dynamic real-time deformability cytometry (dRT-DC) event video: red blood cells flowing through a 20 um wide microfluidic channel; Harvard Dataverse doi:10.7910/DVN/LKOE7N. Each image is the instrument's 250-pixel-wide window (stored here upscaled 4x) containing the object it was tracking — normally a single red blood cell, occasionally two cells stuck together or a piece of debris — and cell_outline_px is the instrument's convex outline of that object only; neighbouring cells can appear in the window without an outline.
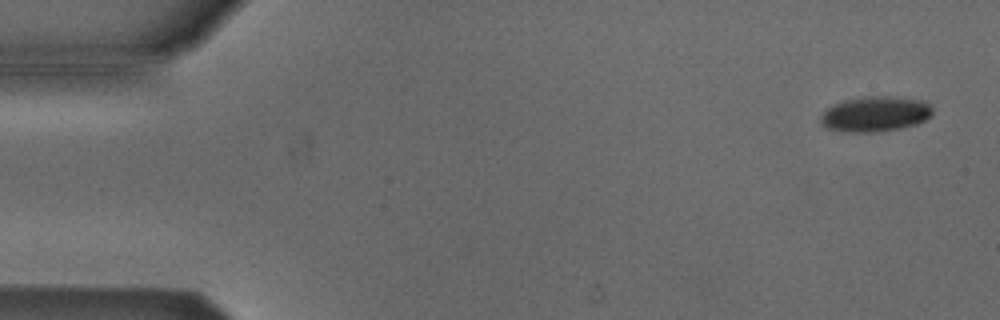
{"species": "Egyptian fruit bat (a non-hibernating species)", "species_latin": "Rousettus aegyptiacus", "temperature_condition": "cold", "stored_images_in_passage": 6, "camera_frame_rate_fps": 3000, "um_per_image_px": 0.085, "animal": {"sex": "male"}, "frame": {"image": 1, "passage_image": 1, "time_ms": 0.0, "image_size_px": [1000, 320], "cell_outline_px": [[932, 116], [916, 124], [900, 128], [872, 132], [844, 132], [828, 128], [820, 124], [820, 116], [828, 108], [844, 100], [872, 96], [888, 96], [920, 100], [928, 104], [932, 108]], "centroid_in_image_um": [74.38, 9.7], "position_along_channel_um": 10.6, "area_um2": 22.72}}
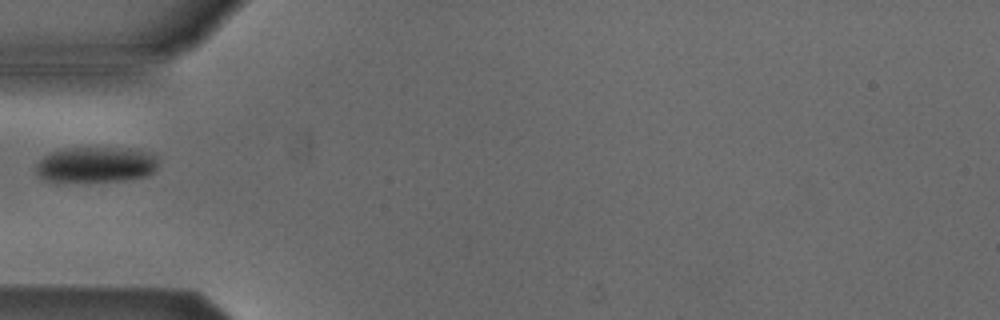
{"frame": {"image": 2, "passage_image": 5, "time_ms": 5.0, "image_size_px": [1000, 320], "cell_outline_px": [[156, 168], [148, 176], [124, 180], [44, 180], [36, 172], [36, 164], [44, 156], [52, 152], [64, 148], [136, 148], [148, 152], [156, 156]], "centroid_in_image_um": [8.18, 13.96], "position_along_channel_um": 76.8, "area_um2": 24.97}}
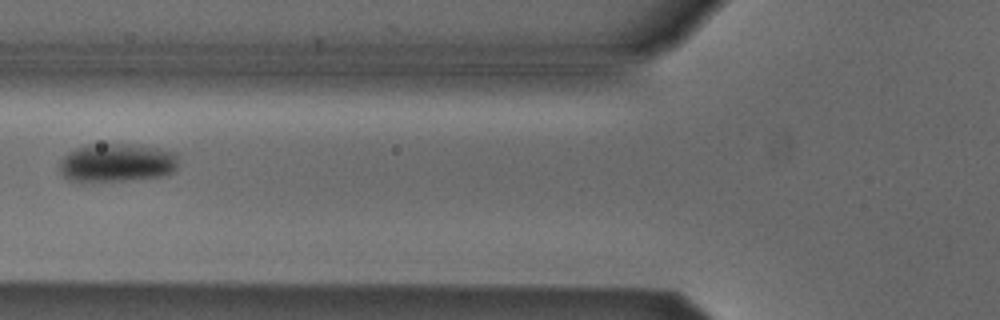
{"frame": {"image": 3, "passage_image": 6, "time_ms": 6.0, "image_size_px": [1000, 320], "cell_outline_px": [[180, 156], [176, 168], [172, 172], [160, 176], [124, 180], [72, 180], [64, 176], [60, 172], [60, 160], [68, 152], [76, 148], [88, 144], [132, 144], [156, 148], [176, 152]], "centroid_in_image_um": [9.96, 13.8], "position_along_channel_um": 115.8, "area_um2": 26.36}}